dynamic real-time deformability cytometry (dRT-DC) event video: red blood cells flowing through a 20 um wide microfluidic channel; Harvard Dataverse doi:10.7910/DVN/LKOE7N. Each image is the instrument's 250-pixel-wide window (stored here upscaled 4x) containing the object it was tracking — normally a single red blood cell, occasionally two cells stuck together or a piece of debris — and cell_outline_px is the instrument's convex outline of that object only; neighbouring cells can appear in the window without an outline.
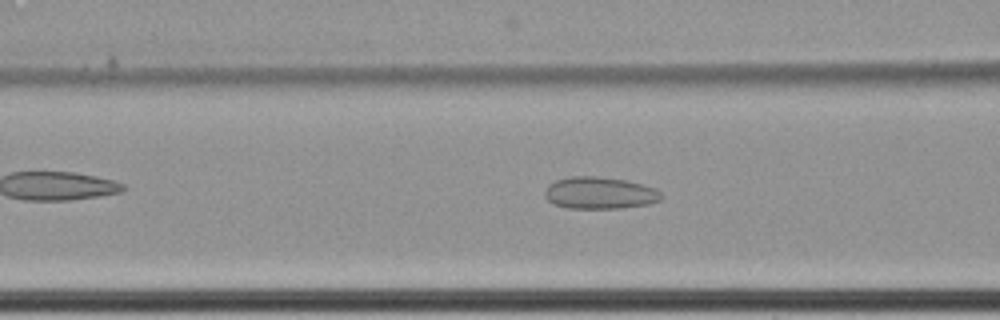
{"species": "common noctule bat (a hibernating species)", "species_latin": "Nyctalus noctula", "temperature_condition": "cold", "stored_images_in_passage": 36, "camera_frame_rate_fps": 3000, "um_per_image_px": 0.085, "animal": {"sex": "female", "body_mass_g": 22.7, "forearm_length_mm": 54.2}, "frame": {"image": 1, "passage_image": 13, "time_ms": 4.0, "image_size_px": [1000, 320], "cell_outline_px": [[664, 196], [660, 200], [648, 204], [620, 208], [568, 208], [556, 204], [548, 200], [544, 196], [544, 192], [548, 184], [556, 180], [572, 176], [596, 176], [628, 180], [644, 184], [656, 188]], "centroid_in_image_um": [51.0, 16.39], "position_along_channel_um": 115.6, "area_um2": 21.85}}
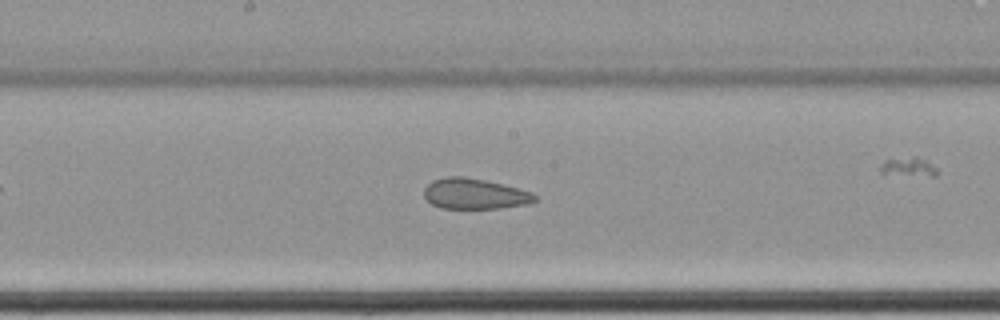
{"frame": {"image": 2, "passage_image": 21, "time_ms": 6.667, "image_size_px": [1000, 320], "cell_outline_px": [[536, 200], [528, 204], [500, 208], [440, 208], [432, 204], [424, 196], [424, 188], [432, 180], [448, 176], [464, 176], [484, 180], [532, 192], [536, 196]], "centroid_in_image_um": [40.32, 16.47], "position_along_channel_um": 207.9, "area_um2": 19.59}}
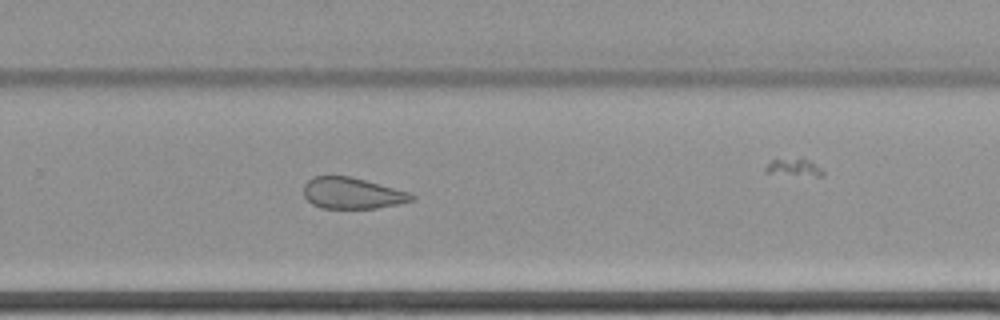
{"frame": {"image": 3, "passage_image": 29, "time_ms": 9.333, "image_size_px": [1000, 320], "cell_outline_px": [[416, 200], [376, 208], [320, 208], [312, 204], [304, 196], [304, 184], [312, 176], [348, 176], [364, 180], [408, 192], [416, 196]], "centroid_in_image_um": [29.91, 16.43], "position_along_channel_um": 299.9, "area_um2": 19.48}}